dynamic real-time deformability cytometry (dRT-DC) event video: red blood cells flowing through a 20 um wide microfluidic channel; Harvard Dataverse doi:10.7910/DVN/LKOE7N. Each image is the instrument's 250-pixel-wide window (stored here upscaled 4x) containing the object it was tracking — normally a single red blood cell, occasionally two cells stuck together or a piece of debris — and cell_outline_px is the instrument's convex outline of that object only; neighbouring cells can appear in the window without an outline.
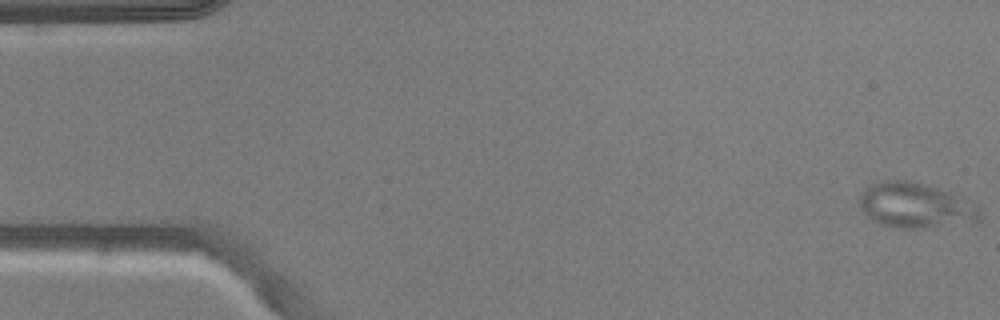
{"species": "common noctule bat (a hibernating species)", "species_latin": "Nyctalus noctula", "temperature_condition": "warm", "stored_images_in_passage": 51, "camera_frame_rate_fps": 3000, "um_per_image_px": 0.085, "animal": {"sex": "male", "body_mass_g": 20.5, "forearm_length_mm": 52.5}, "frame": {"image": 1, "passage_image": 1, "time_ms": 0.0, "image_size_px": [1000, 320], "cell_outline_px": [[980, 220], [976, 224], [920, 228], [900, 228], [880, 224], [864, 216], [856, 200], [860, 192], [864, 188], [880, 180], [912, 180], [928, 184], [952, 192], [972, 200], [980, 212]], "centroid_in_image_um": [77.82, 17.46], "position_along_channel_um": 7.2, "area_um2": 33.0}}
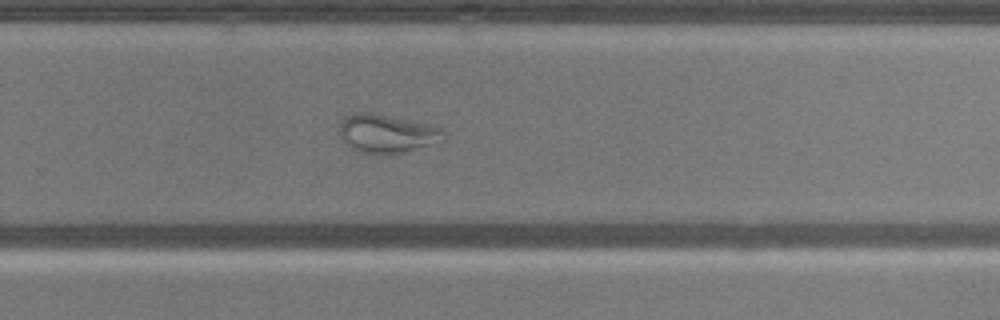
{"frame": {"image": 2, "passage_image": 33, "time_ms": 10.667, "image_size_px": [1000, 320], "cell_outline_px": [[448, 132], [444, 140], [404, 152], [380, 156], [364, 152], [352, 148], [344, 144], [340, 136], [340, 124], [344, 116], [352, 112], [372, 112], [428, 124], [440, 128]], "centroid_in_image_um": [32.87, 11.35], "position_along_channel_um": 296.9, "area_um2": 23.7}}
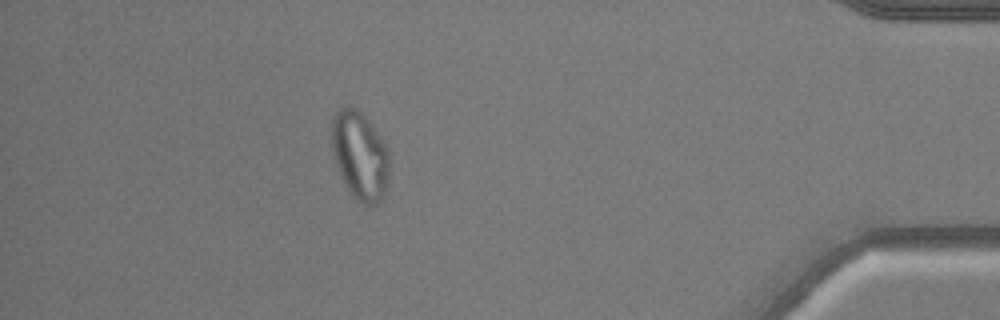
{"frame": {"image": 3, "passage_image": 45, "time_ms": 14.667, "image_size_px": [1000, 320], "cell_outline_px": [[388, 184], [384, 196], [372, 208], [368, 208], [360, 204], [356, 200], [340, 176], [332, 156], [332, 116], [340, 108], [348, 104], [356, 108], [364, 116], [388, 148]], "centroid_in_image_um": [30.58, 13.27], "position_along_channel_um": 404.6, "area_um2": 30.0}}